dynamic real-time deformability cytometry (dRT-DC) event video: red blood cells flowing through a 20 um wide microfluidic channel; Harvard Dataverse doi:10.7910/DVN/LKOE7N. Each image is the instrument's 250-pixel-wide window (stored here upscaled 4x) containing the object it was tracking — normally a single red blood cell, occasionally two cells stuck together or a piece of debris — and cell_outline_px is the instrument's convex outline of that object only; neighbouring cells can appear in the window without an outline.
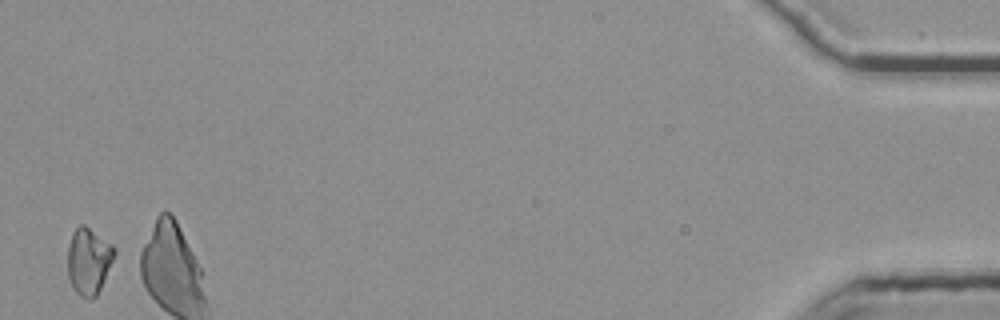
{"species": "common noctule bat (a hibernating species)", "species_latin": "Nyctalus noctula", "temperature_condition": "room temperature", "stored_images_in_passage": 54, "segment_of_instrument_passage": [2, 2], "camera_frame_rate_fps": 3000, "um_per_image_px": 0.085, "animal": {"sex": "female", "body_mass_g": 25.1}, "frame": {"image": 1, "passage_image": 54, "time_ms": 17.667, "image_size_px": [1000, 320], "cell_outline_px": [[116, 252], [100, 288], [96, 296], [92, 300], [88, 300], [80, 296], [72, 288], [68, 276], [68, 248], [72, 232], [80, 224], [84, 224], [112, 244], [116, 248]], "centroid_in_image_um": [7.52, 22.2], "position_along_channel_um": 427.7, "area_um2": 18.15}}